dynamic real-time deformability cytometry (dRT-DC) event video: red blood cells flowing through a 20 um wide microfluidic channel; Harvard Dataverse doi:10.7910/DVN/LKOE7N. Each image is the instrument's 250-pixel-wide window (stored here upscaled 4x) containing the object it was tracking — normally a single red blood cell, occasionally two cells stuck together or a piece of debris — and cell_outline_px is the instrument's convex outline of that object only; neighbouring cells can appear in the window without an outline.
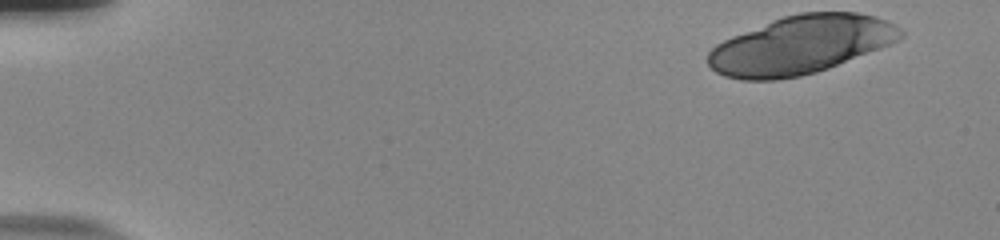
{"species": "human", "species_latin": "Homo sapiens", "temperature_condition": "room temperature", "stored_images_in_passage": 19, "camera_frame_rate_fps": 3000, "um_per_image_px": 0.085, "donor": {"sex": "male"}, "frame": {"image": 1, "passage_image": 1, "time_ms": 0.0, "image_size_px": [1000, 240], "cell_outline_px": [[904, 36], [880, 48], [828, 68], [816, 72], [800, 76], [776, 80], [740, 80], [724, 76], [716, 72], [708, 64], [708, 52], [716, 44], [732, 36], [772, 20], [784, 16], [800, 12], [856, 12], [876, 16], [896, 24], [904, 32]], "centroid_in_image_um": [68.05, 3.82], "position_along_channel_um": 16.9, "area_um2": 65.2}}